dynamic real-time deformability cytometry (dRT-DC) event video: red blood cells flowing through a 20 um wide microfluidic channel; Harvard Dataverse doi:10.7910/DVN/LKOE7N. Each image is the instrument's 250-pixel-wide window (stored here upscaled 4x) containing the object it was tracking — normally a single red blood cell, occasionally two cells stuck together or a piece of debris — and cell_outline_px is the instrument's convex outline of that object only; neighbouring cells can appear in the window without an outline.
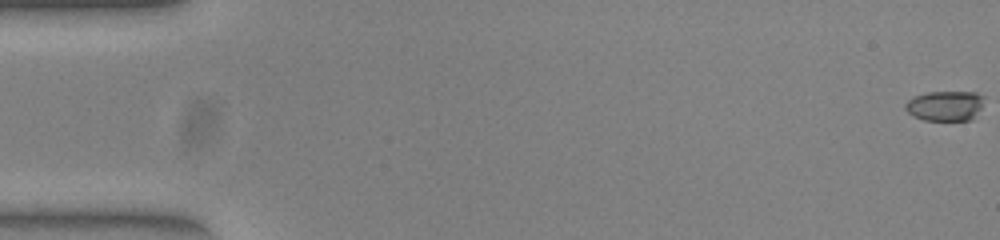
{"species": "common noctule bat (a hibernating species)", "species_latin": "Nyctalus noctula", "temperature_condition": "warm", "stored_images_in_passage": 44, "camera_frame_rate_fps": 3000, "um_per_image_px": 0.085, "animal": {"sex": "female", "body_mass_g": 23.0, "forearm_length_mm": 53.4}, "frame": {"image": 1, "passage_image": 1, "time_ms": 0.0, "image_size_px": [1000, 240], "cell_outline_px": [[984, 96], [980, 108], [972, 120], [924, 120], [912, 116], [904, 108], [904, 104], [912, 96], [928, 92], [976, 92]], "centroid_in_image_um": [80.3, 8.99], "position_along_channel_um": 4.7, "area_um2": 13.87}}
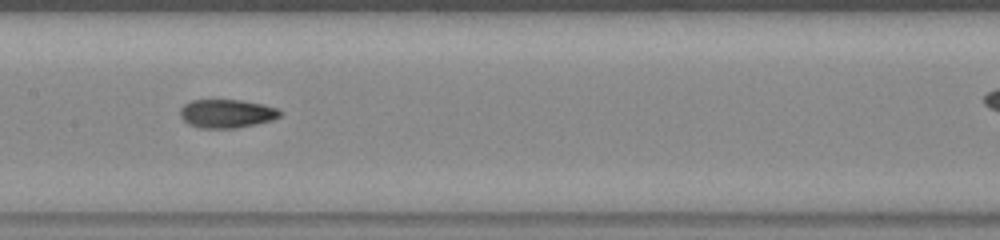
{"frame": {"image": 2, "passage_image": 27, "time_ms": 8.667, "image_size_px": [1000, 240], "cell_outline_px": [[284, 112], [280, 116], [272, 120], [256, 124], [236, 128], [200, 128], [188, 124], [180, 116], [180, 108], [184, 104], [192, 100], [240, 100], [264, 104], [276, 108]], "centroid_in_image_um": [19.28, 9.65], "position_along_channel_um": 188.1, "area_um2": 16.7}}
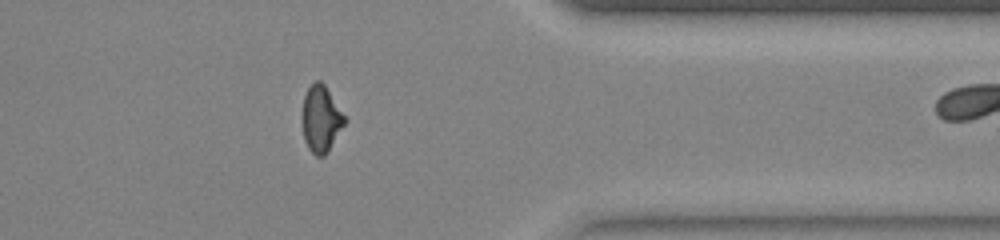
{"frame": {"image": 3, "passage_image": 43, "time_ms": 14.0, "image_size_px": [1000, 240], "cell_outline_px": [[344, 124], [324, 156], [316, 156], [308, 148], [304, 140], [300, 116], [300, 112], [304, 96], [308, 88], [316, 80], [320, 80], [324, 84], [344, 116]], "centroid_in_image_um": [27.21, 10.1], "position_along_channel_um": 384.2, "area_um2": 16.24}}